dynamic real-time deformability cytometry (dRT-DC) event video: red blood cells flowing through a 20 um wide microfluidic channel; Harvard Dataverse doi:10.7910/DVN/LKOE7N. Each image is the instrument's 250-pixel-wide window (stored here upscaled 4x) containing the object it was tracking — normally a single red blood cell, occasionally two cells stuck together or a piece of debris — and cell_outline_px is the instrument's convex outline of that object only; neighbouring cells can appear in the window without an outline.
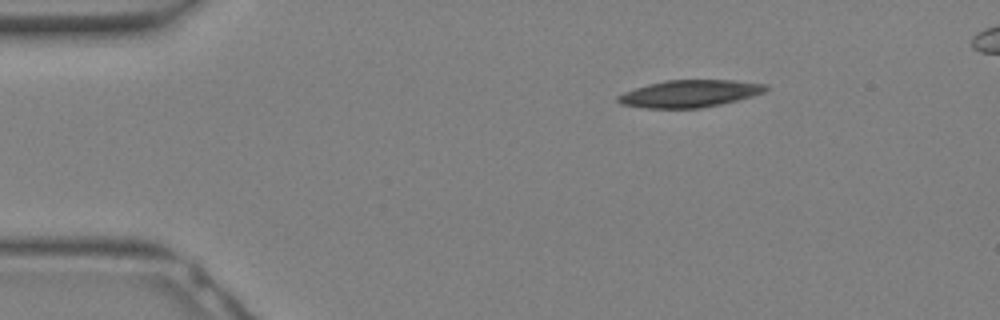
{"species": "Egyptian fruit bat (a non-hibernating species)", "species_latin": "Rousettus aegyptiacus", "temperature_condition": "warm", "stored_images_in_passage": 15, "camera_frame_rate_fps": 3000, "um_per_image_px": 0.085, "animal": {"sex": "female"}, "frame": {"image": 1, "passage_image": 1, "time_ms": 0.0, "image_size_px": [1000, 320], "cell_outline_px": [[768, 88], [764, 92], [752, 96], [720, 104], [700, 108], [644, 108], [620, 104], [616, 100], [616, 96], [624, 92], [648, 84], [664, 80], [736, 80], [768, 84]], "centroid_in_image_um": [58.61, 7.95], "position_along_channel_um": 26.4, "area_um2": 23.47}}
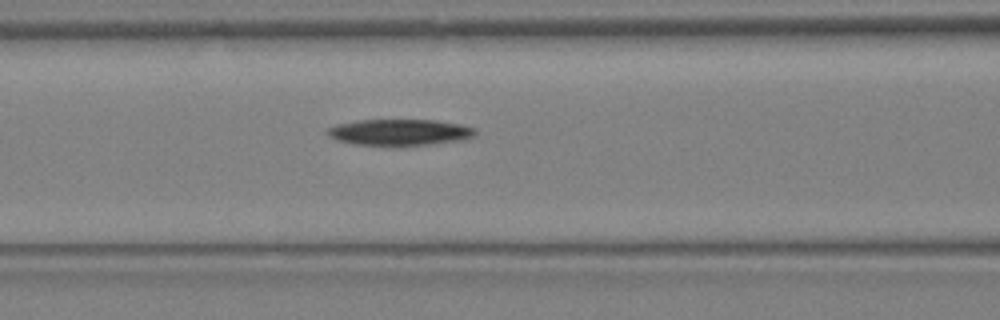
{"frame": {"image": 2, "passage_image": 9, "time_ms": 2.667, "image_size_px": [1000, 320], "cell_outline_px": [[476, 136], [464, 140], [432, 144], [356, 144], [336, 140], [328, 136], [328, 128], [336, 124], [356, 120], [436, 120], [460, 124], [476, 128]], "centroid_in_image_um": [34.02, 11.22], "position_along_channel_um": 132.6, "area_um2": 22.37}}
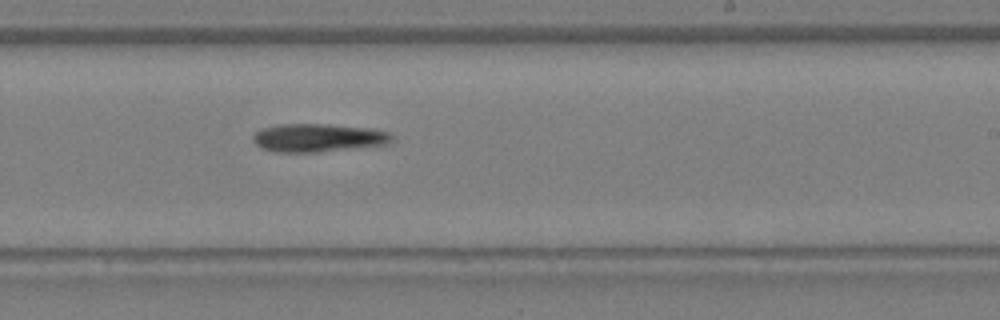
{"frame": {"image": 3, "passage_image": 15, "time_ms": 4.667, "image_size_px": [1000, 320], "cell_outline_px": [[392, 140], [388, 144], [316, 152], [276, 152], [260, 148], [252, 140], [252, 136], [260, 128], [284, 124], [328, 124], [368, 128], [388, 132], [392, 136]], "centroid_in_image_um": [26.99, 11.71], "position_along_channel_um": 262.0, "area_um2": 22.72}}